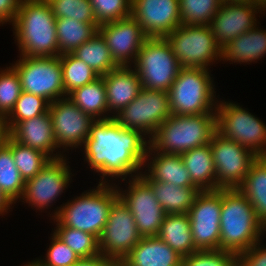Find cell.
<instances>
[{
	"mask_svg": "<svg viewBox=\"0 0 266 266\" xmlns=\"http://www.w3.org/2000/svg\"><path fill=\"white\" fill-rule=\"evenodd\" d=\"M146 139L140 131L123 128L114 118L96 120L83 144L84 157L89 167L102 175L99 183H107V177L124 181L129 175H139L145 167Z\"/></svg>",
	"mask_w": 266,
	"mask_h": 266,
	"instance_id": "cell-1",
	"label": "cell"
},
{
	"mask_svg": "<svg viewBox=\"0 0 266 266\" xmlns=\"http://www.w3.org/2000/svg\"><path fill=\"white\" fill-rule=\"evenodd\" d=\"M12 26L20 56H58L56 18L47 0H21Z\"/></svg>",
	"mask_w": 266,
	"mask_h": 266,
	"instance_id": "cell-2",
	"label": "cell"
},
{
	"mask_svg": "<svg viewBox=\"0 0 266 266\" xmlns=\"http://www.w3.org/2000/svg\"><path fill=\"white\" fill-rule=\"evenodd\" d=\"M265 232L266 227L246 196L239 189H222L220 249L239 256L262 241Z\"/></svg>",
	"mask_w": 266,
	"mask_h": 266,
	"instance_id": "cell-3",
	"label": "cell"
},
{
	"mask_svg": "<svg viewBox=\"0 0 266 266\" xmlns=\"http://www.w3.org/2000/svg\"><path fill=\"white\" fill-rule=\"evenodd\" d=\"M109 183H99L96 188L84 191L81 196L55 208L50 217L57 226L81 230L99 239L112 204L119 198L116 185Z\"/></svg>",
	"mask_w": 266,
	"mask_h": 266,
	"instance_id": "cell-4",
	"label": "cell"
},
{
	"mask_svg": "<svg viewBox=\"0 0 266 266\" xmlns=\"http://www.w3.org/2000/svg\"><path fill=\"white\" fill-rule=\"evenodd\" d=\"M216 129V114H172L148 139L156 152L182 154L210 143Z\"/></svg>",
	"mask_w": 266,
	"mask_h": 266,
	"instance_id": "cell-5",
	"label": "cell"
},
{
	"mask_svg": "<svg viewBox=\"0 0 266 266\" xmlns=\"http://www.w3.org/2000/svg\"><path fill=\"white\" fill-rule=\"evenodd\" d=\"M214 86L208 69L182 67L168 90L171 114H216Z\"/></svg>",
	"mask_w": 266,
	"mask_h": 266,
	"instance_id": "cell-6",
	"label": "cell"
},
{
	"mask_svg": "<svg viewBox=\"0 0 266 266\" xmlns=\"http://www.w3.org/2000/svg\"><path fill=\"white\" fill-rule=\"evenodd\" d=\"M133 68L143 89L168 92L182 66L165 38L148 37L138 52Z\"/></svg>",
	"mask_w": 266,
	"mask_h": 266,
	"instance_id": "cell-7",
	"label": "cell"
},
{
	"mask_svg": "<svg viewBox=\"0 0 266 266\" xmlns=\"http://www.w3.org/2000/svg\"><path fill=\"white\" fill-rule=\"evenodd\" d=\"M164 38L182 67L209 70L213 62L221 59V48L210 25L181 24Z\"/></svg>",
	"mask_w": 266,
	"mask_h": 266,
	"instance_id": "cell-8",
	"label": "cell"
},
{
	"mask_svg": "<svg viewBox=\"0 0 266 266\" xmlns=\"http://www.w3.org/2000/svg\"><path fill=\"white\" fill-rule=\"evenodd\" d=\"M216 129L224 138L248 148L258 157H266V125L242 106L218 101Z\"/></svg>",
	"mask_w": 266,
	"mask_h": 266,
	"instance_id": "cell-9",
	"label": "cell"
},
{
	"mask_svg": "<svg viewBox=\"0 0 266 266\" xmlns=\"http://www.w3.org/2000/svg\"><path fill=\"white\" fill-rule=\"evenodd\" d=\"M19 58L11 66L20 77L23 92L42 97L49 104L60 98L67 97L59 56H20Z\"/></svg>",
	"mask_w": 266,
	"mask_h": 266,
	"instance_id": "cell-10",
	"label": "cell"
},
{
	"mask_svg": "<svg viewBox=\"0 0 266 266\" xmlns=\"http://www.w3.org/2000/svg\"><path fill=\"white\" fill-rule=\"evenodd\" d=\"M210 147L216 171V190L238 189L258 156L217 131L211 138Z\"/></svg>",
	"mask_w": 266,
	"mask_h": 266,
	"instance_id": "cell-11",
	"label": "cell"
},
{
	"mask_svg": "<svg viewBox=\"0 0 266 266\" xmlns=\"http://www.w3.org/2000/svg\"><path fill=\"white\" fill-rule=\"evenodd\" d=\"M171 115L168 92L142 88L137 97L113 118L123 128L140 131L150 139Z\"/></svg>",
	"mask_w": 266,
	"mask_h": 266,
	"instance_id": "cell-12",
	"label": "cell"
},
{
	"mask_svg": "<svg viewBox=\"0 0 266 266\" xmlns=\"http://www.w3.org/2000/svg\"><path fill=\"white\" fill-rule=\"evenodd\" d=\"M141 238L132 213L118 198L99 237L101 255L111 261L124 259Z\"/></svg>",
	"mask_w": 266,
	"mask_h": 266,
	"instance_id": "cell-13",
	"label": "cell"
},
{
	"mask_svg": "<svg viewBox=\"0 0 266 266\" xmlns=\"http://www.w3.org/2000/svg\"><path fill=\"white\" fill-rule=\"evenodd\" d=\"M222 189L201 191L188 211L197 250L220 249Z\"/></svg>",
	"mask_w": 266,
	"mask_h": 266,
	"instance_id": "cell-14",
	"label": "cell"
},
{
	"mask_svg": "<svg viewBox=\"0 0 266 266\" xmlns=\"http://www.w3.org/2000/svg\"><path fill=\"white\" fill-rule=\"evenodd\" d=\"M128 189L116 185L118 197L132 213L138 232L142 237L157 236L166 215L155 198L151 186L140 176L131 177Z\"/></svg>",
	"mask_w": 266,
	"mask_h": 266,
	"instance_id": "cell-15",
	"label": "cell"
},
{
	"mask_svg": "<svg viewBox=\"0 0 266 266\" xmlns=\"http://www.w3.org/2000/svg\"><path fill=\"white\" fill-rule=\"evenodd\" d=\"M66 160H68L66 157L51 159L34 178L25 181L21 197L24 203H29L31 207L39 211L51 207V203L55 202L63 190H66L69 181L71 183L72 180L73 174Z\"/></svg>",
	"mask_w": 266,
	"mask_h": 266,
	"instance_id": "cell-16",
	"label": "cell"
},
{
	"mask_svg": "<svg viewBox=\"0 0 266 266\" xmlns=\"http://www.w3.org/2000/svg\"><path fill=\"white\" fill-rule=\"evenodd\" d=\"M48 111L59 150L61 147L64 151L69 150L67 147H82L89 137L91 125L96 120L81 111L68 97L50 103Z\"/></svg>",
	"mask_w": 266,
	"mask_h": 266,
	"instance_id": "cell-17",
	"label": "cell"
},
{
	"mask_svg": "<svg viewBox=\"0 0 266 266\" xmlns=\"http://www.w3.org/2000/svg\"><path fill=\"white\" fill-rule=\"evenodd\" d=\"M98 33L105 40L112 58L119 66L134 64L141 46L148 38L131 15L100 25Z\"/></svg>",
	"mask_w": 266,
	"mask_h": 266,
	"instance_id": "cell-18",
	"label": "cell"
},
{
	"mask_svg": "<svg viewBox=\"0 0 266 266\" xmlns=\"http://www.w3.org/2000/svg\"><path fill=\"white\" fill-rule=\"evenodd\" d=\"M131 16L147 37L164 38L181 25L179 0H132Z\"/></svg>",
	"mask_w": 266,
	"mask_h": 266,
	"instance_id": "cell-19",
	"label": "cell"
},
{
	"mask_svg": "<svg viewBox=\"0 0 266 266\" xmlns=\"http://www.w3.org/2000/svg\"><path fill=\"white\" fill-rule=\"evenodd\" d=\"M262 4L222 3L213 16L210 27L217 45L222 48L237 36L257 25L256 14H263ZM258 11V12H257Z\"/></svg>",
	"mask_w": 266,
	"mask_h": 266,
	"instance_id": "cell-20",
	"label": "cell"
},
{
	"mask_svg": "<svg viewBox=\"0 0 266 266\" xmlns=\"http://www.w3.org/2000/svg\"><path fill=\"white\" fill-rule=\"evenodd\" d=\"M10 137L22 145L42 151L51 159L64 157V154L58 151L49 111L38 117L17 122L10 129Z\"/></svg>",
	"mask_w": 266,
	"mask_h": 266,
	"instance_id": "cell-21",
	"label": "cell"
},
{
	"mask_svg": "<svg viewBox=\"0 0 266 266\" xmlns=\"http://www.w3.org/2000/svg\"><path fill=\"white\" fill-rule=\"evenodd\" d=\"M131 68L119 66L102 76L106 87L108 113H112L113 117L131 103L142 89L138 73Z\"/></svg>",
	"mask_w": 266,
	"mask_h": 266,
	"instance_id": "cell-22",
	"label": "cell"
},
{
	"mask_svg": "<svg viewBox=\"0 0 266 266\" xmlns=\"http://www.w3.org/2000/svg\"><path fill=\"white\" fill-rule=\"evenodd\" d=\"M145 164L148 167V172L145 174L151 180L172 183L177 187H197L192 182L180 154L156 152L149 146L144 159Z\"/></svg>",
	"mask_w": 266,
	"mask_h": 266,
	"instance_id": "cell-23",
	"label": "cell"
},
{
	"mask_svg": "<svg viewBox=\"0 0 266 266\" xmlns=\"http://www.w3.org/2000/svg\"><path fill=\"white\" fill-rule=\"evenodd\" d=\"M182 256L158 236L142 237L124 260L131 266H181Z\"/></svg>",
	"mask_w": 266,
	"mask_h": 266,
	"instance_id": "cell-24",
	"label": "cell"
},
{
	"mask_svg": "<svg viewBox=\"0 0 266 266\" xmlns=\"http://www.w3.org/2000/svg\"><path fill=\"white\" fill-rule=\"evenodd\" d=\"M257 25L221 48V60L252 63L266 55V30Z\"/></svg>",
	"mask_w": 266,
	"mask_h": 266,
	"instance_id": "cell-25",
	"label": "cell"
},
{
	"mask_svg": "<svg viewBox=\"0 0 266 266\" xmlns=\"http://www.w3.org/2000/svg\"><path fill=\"white\" fill-rule=\"evenodd\" d=\"M145 172L139 175L151 186L155 198L166 214H187L201 192L198 187H177L172 183L151 180Z\"/></svg>",
	"mask_w": 266,
	"mask_h": 266,
	"instance_id": "cell-26",
	"label": "cell"
},
{
	"mask_svg": "<svg viewBox=\"0 0 266 266\" xmlns=\"http://www.w3.org/2000/svg\"><path fill=\"white\" fill-rule=\"evenodd\" d=\"M192 182L201 190H216V171L210 143L180 154Z\"/></svg>",
	"mask_w": 266,
	"mask_h": 266,
	"instance_id": "cell-27",
	"label": "cell"
},
{
	"mask_svg": "<svg viewBox=\"0 0 266 266\" xmlns=\"http://www.w3.org/2000/svg\"><path fill=\"white\" fill-rule=\"evenodd\" d=\"M157 236L182 257L197 251L188 214H166Z\"/></svg>",
	"mask_w": 266,
	"mask_h": 266,
	"instance_id": "cell-28",
	"label": "cell"
},
{
	"mask_svg": "<svg viewBox=\"0 0 266 266\" xmlns=\"http://www.w3.org/2000/svg\"><path fill=\"white\" fill-rule=\"evenodd\" d=\"M67 97L77 105L81 111L95 120L111 119L108 115L106 87L104 79L99 76L94 81L74 89ZM105 113L108 115H105Z\"/></svg>",
	"mask_w": 266,
	"mask_h": 266,
	"instance_id": "cell-29",
	"label": "cell"
},
{
	"mask_svg": "<svg viewBox=\"0 0 266 266\" xmlns=\"http://www.w3.org/2000/svg\"><path fill=\"white\" fill-rule=\"evenodd\" d=\"M253 205L258 219L266 227V157H258L238 188Z\"/></svg>",
	"mask_w": 266,
	"mask_h": 266,
	"instance_id": "cell-30",
	"label": "cell"
},
{
	"mask_svg": "<svg viewBox=\"0 0 266 266\" xmlns=\"http://www.w3.org/2000/svg\"><path fill=\"white\" fill-rule=\"evenodd\" d=\"M97 23H85L72 18H56L58 56L74 52L98 32Z\"/></svg>",
	"mask_w": 266,
	"mask_h": 266,
	"instance_id": "cell-31",
	"label": "cell"
},
{
	"mask_svg": "<svg viewBox=\"0 0 266 266\" xmlns=\"http://www.w3.org/2000/svg\"><path fill=\"white\" fill-rule=\"evenodd\" d=\"M72 54L91 67L99 76L106 75L119 67L112 58L105 40L98 32L87 42L80 45Z\"/></svg>",
	"mask_w": 266,
	"mask_h": 266,
	"instance_id": "cell-32",
	"label": "cell"
},
{
	"mask_svg": "<svg viewBox=\"0 0 266 266\" xmlns=\"http://www.w3.org/2000/svg\"><path fill=\"white\" fill-rule=\"evenodd\" d=\"M25 181L15 166L11 153V137L7 144L0 148V190L14 204L24 192Z\"/></svg>",
	"mask_w": 266,
	"mask_h": 266,
	"instance_id": "cell-33",
	"label": "cell"
},
{
	"mask_svg": "<svg viewBox=\"0 0 266 266\" xmlns=\"http://www.w3.org/2000/svg\"><path fill=\"white\" fill-rule=\"evenodd\" d=\"M11 153L24 181L34 178L51 160L42 151L22 145L12 138Z\"/></svg>",
	"mask_w": 266,
	"mask_h": 266,
	"instance_id": "cell-34",
	"label": "cell"
},
{
	"mask_svg": "<svg viewBox=\"0 0 266 266\" xmlns=\"http://www.w3.org/2000/svg\"><path fill=\"white\" fill-rule=\"evenodd\" d=\"M59 57L66 95L74 89L82 87L99 77L91 67L76 58L72 53L60 54Z\"/></svg>",
	"mask_w": 266,
	"mask_h": 266,
	"instance_id": "cell-35",
	"label": "cell"
},
{
	"mask_svg": "<svg viewBox=\"0 0 266 266\" xmlns=\"http://www.w3.org/2000/svg\"><path fill=\"white\" fill-rule=\"evenodd\" d=\"M55 228L54 234L80 258H91L101 254L99 239L95 235L66 226Z\"/></svg>",
	"mask_w": 266,
	"mask_h": 266,
	"instance_id": "cell-36",
	"label": "cell"
},
{
	"mask_svg": "<svg viewBox=\"0 0 266 266\" xmlns=\"http://www.w3.org/2000/svg\"><path fill=\"white\" fill-rule=\"evenodd\" d=\"M180 20L185 25H210L221 0H179Z\"/></svg>",
	"mask_w": 266,
	"mask_h": 266,
	"instance_id": "cell-37",
	"label": "cell"
},
{
	"mask_svg": "<svg viewBox=\"0 0 266 266\" xmlns=\"http://www.w3.org/2000/svg\"><path fill=\"white\" fill-rule=\"evenodd\" d=\"M48 109L49 103L44 98L22 91L14 108L6 116L9 129L17 122L29 120L46 113Z\"/></svg>",
	"mask_w": 266,
	"mask_h": 266,
	"instance_id": "cell-38",
	"label": "cell"
},
{
	"mask_svg": "<svg viewBox=\"0 0 266 266\" xmlns=\"http://www.w3.org/2000/svg\"><path fill=\"white\" fill-rule=\"evenodd\" d=\"M55 18H72L85 23H97L90 0H47Z\"/></svg>",
	"mask_w": 266,
	"mask_h": 266,
	"instance_id": "cell-39",
	"label": "cell"
},
{
	"mask_svg": "<svg viewBox=\"0 0 266 266\" xmlns=\"http://www.w3.org/2000/svg\"><path fill=\"white\" fill-rule=\"evenodd\" d=\"M21 81L16 70L9 66L6 69L0 70V114L7 116L14 105L20 94Z\"/></svg>",
	"mask_w": 266,
	"mask_h": 266,
	"instance_id": "cell-40",
	"label": "cell"
},
{
	"mask_svg": "<svg viewBox=\"0 0 266 266\" xmlns=\"http://www.w3.org/2000/svg\"><path fill=\"white\" fill-rule=\"evenodd\" d=\"M90 2L99 26L131 15L132 0H90Z\"/></svg>",
	"mask_w": 266,
	"mask_h": 266,
	"instance_id": "cell-41",
	"label": "cell"
},
{
	"mask_svg": "<svg viewBox=\"0 0 266 266\" xmlns=\"http://www.w3.org/2000/svg\"><path fill=\"white\" fill-rule=\"evenodd\" d=\"M181 266H238V256L221 249L197 250L183 257Z\"/></svg>",
	"mask_w": 266,
	"mask_h": 266,
	"instance_id": "cell-42",
	"label": "cell"
},
{
	"mask_svg": "<svg viewBox=\"0 0 266 266\" xmlns=\"http://www.w3.org/2000/svg\"><path fill=\"white\" fill-rule=\"evenodd\" d=\"M51 239V245L47 249L45 260L40 259L43 266H70L80 259V257L54 233Z\"/></svg>",
	"mask_w": 266,
	"mask_h": 266,
	"instance_id": "cell-43",
	"label": "cell"
},
{
	"mask_svg": "<svg viewBox=\"0 0 266 266\" xmlns=\"http://www.w3.org/2000/svg\"><path fill=\"white\" fill-rule=\"evenodd\" d=\"M260 242L238 256V266H266V247Z\"/></svg>",
	"mask_w": 266,
	"mask_h": 266,
	"instance_id": "cell-44",
	"label": "cell"
},
{
	"mask_svg": "<svg viewBox=\"0 0 266 266\" xmlns=\"http://www.w3.org/2000/svg\"><path fill=\"white\" fill-rule=\"evenodd\" d=\"M21 0H0V24L14 23Z\"/></svg>",
	"mask_w": 266,
	"mask_h": 266,
	"instance_id": "cell-45",
	"label": "cell"
},
{
	"mask_svg": "<svg viewBox=\"0 0 266 266\" xmlns=\"http://www.w3.org/2000/svg\"><path fill=\"white\" fill-rule=\"evenodd\" d=\"M111 260L103 257L101 254L91 258H80L70 266H109Z\"/></svg>",
	"mask_w": 266,
	"mask_h": 266,
	"instance_id": "cell-46",
	"label": "cell"
},
{
	"mask_svg": "<svg viewBox=\"0 0 266 266\" xmlns=\"http://www.w3.org/2000/svg\"><path fill=\"white\" fill-rule=\"evenodd\" d=\"M10 137V129L6 116H0V148L7 144Z\"/></svg>",
	"mask_w": 266,
	"mask_h": 266,
	"instance_id": "cell-47",
	"label": "cell"
},
{
	"mask_svg": "<svg viewBox=\"0 0 266 266\" xmlns=\"http://www.w3.org/2000/svg\"><path fill=\"white\" fill-rule=\"evenodd\" d=\"M13 202L8 199L3 192L0 190V215H4V213H8V210L11 209Z\"/></svg>",
	"mask_w": 266,
	"mask_h": 266,
	"instance_id": "cell-48",
	"label": "cell"
},
{
	"mask_svg": "<svg viewBox=\"0 0 266 266\" xmlns=\"http://www.w3.org/2000/svg\"><path fill=\"white\" fill-rule=\"evenodd\" d=\"M222 3H231V4H239V3H254V4H262V0H221Z\"/></svg>",
	"mask_w": 266,
	"mask_h": 266,
	"instance_id": "cell-49",
	"label": "cell"
},
{
	"mask_svg": "<svg viewBox=\"0 0 266 266\" xmlns=\"http://www.w3.org/2000/svg\"><path fill=\"white\" fill-rule=\"evenodd\" d=\"M109 266H131L124 259L112 260Z\"/></svg>",
	"mask_w": 266,
	"mask_h": 266,
	"instance_id": "cell-50",
	"label": "cell"
},
{
	"mask_svg": "<svg viewBox=\"0 0 266 266\" xmlns=\"http://www.w3.org/2000/svg\"><path fill=\"white\" fill-rule=\"evenodd\" d=\"M24 266H43L40 259L33 260L32 262H28V264H25Z\"/></svg>",
	"mask_w": 266,
	"mask_h": 266,
	"instance_id": "cell-51",
	"label": "cell"
},
{
	"mask_svg": "<svg viewBox=\"0 0 266 266\" xmlns=\"http://www.w3.org/2000/svg\"><path fill=\"white\" fill-rule=\"evenodd\" d=\"M262 11L266 10V0H262Z\"/></svg>",
	"mask_w": 266,
	"mask_h": 266,
	"instance_id": "cell-52",
	"label": "cell"
}]
</instances>
